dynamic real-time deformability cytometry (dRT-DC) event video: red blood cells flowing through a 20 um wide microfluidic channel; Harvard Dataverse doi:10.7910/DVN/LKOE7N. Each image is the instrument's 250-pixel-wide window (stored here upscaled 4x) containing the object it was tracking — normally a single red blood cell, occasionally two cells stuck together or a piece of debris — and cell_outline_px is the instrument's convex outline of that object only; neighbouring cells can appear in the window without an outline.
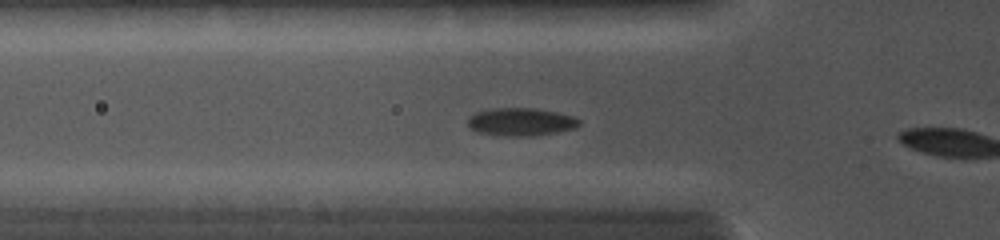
{"species": "common noctule bat (a hibernating species)", "species_latin": "Nyctalus noctula", "temperature_condition": "cold", "stored_images_in_passage": 10, "camera_frame_rate_fps": 5000, "um_per_image_px": 0.085, "animal": {"sex": "female", "body_mass_g": 19.0, "forearm_length_mm": 56.7}, "frame": {"image": 1, "passage_image": 9, "time_ms": 2.0, "image_size_px": [1000, 240], "cell_outline_px": [[580, 124], [576, 128], [556, 132], [532, 136], [508, 136], [476, 132], [468, 124], [468, 116], [476, 112], [492, 108], [536, 108], [556, 112], [572, 116], [580, 120]], "centroid_in_image_um": [44.27, 10.35], "position_along_channel_um": 81.5, "area_um2": 18.09}}